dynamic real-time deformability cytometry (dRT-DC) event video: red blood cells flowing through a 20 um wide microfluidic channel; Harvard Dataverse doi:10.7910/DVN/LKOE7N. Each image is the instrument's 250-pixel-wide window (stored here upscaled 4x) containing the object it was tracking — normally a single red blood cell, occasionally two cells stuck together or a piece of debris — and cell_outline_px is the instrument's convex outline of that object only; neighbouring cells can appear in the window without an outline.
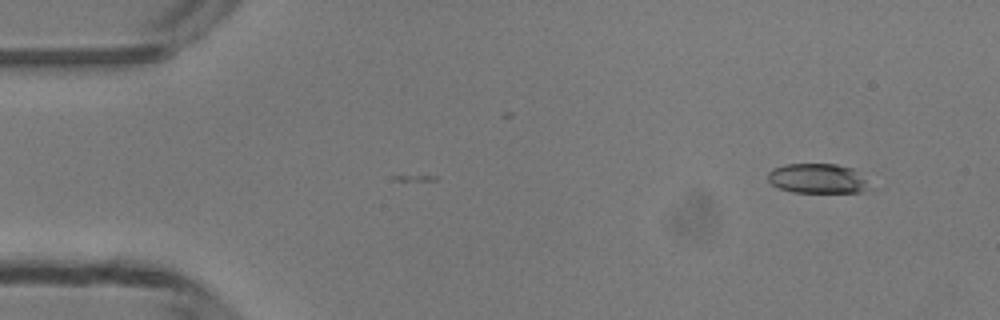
{"species": "common noctule bat (a hibernating species)", "species_latin": "Nyctalus noctula", "temperature_condition": "room temperature", "stored_images_in_passage": 4, "camera_frame_rate_fps": 3000, "um_per_image_px": 0.085, "animal": {"sex": "male", "body_mass_g": 13.3}, "frame": {"image": 1, "passage_image": 4, "time_ms": 1.0, "image_size_px": [1000, 320], "cell_outline_px": [[872, 188], [864, 192], [792, 192], [780, 188], [772, 184], [768, 180], [768, 172], [772, 168], [788, 164], [836, 164], [852, 168]], "centroid_in_image_um": [69.47, 15.18], "position_along_channel_um": 15.5, "area_um2": 17.46}}